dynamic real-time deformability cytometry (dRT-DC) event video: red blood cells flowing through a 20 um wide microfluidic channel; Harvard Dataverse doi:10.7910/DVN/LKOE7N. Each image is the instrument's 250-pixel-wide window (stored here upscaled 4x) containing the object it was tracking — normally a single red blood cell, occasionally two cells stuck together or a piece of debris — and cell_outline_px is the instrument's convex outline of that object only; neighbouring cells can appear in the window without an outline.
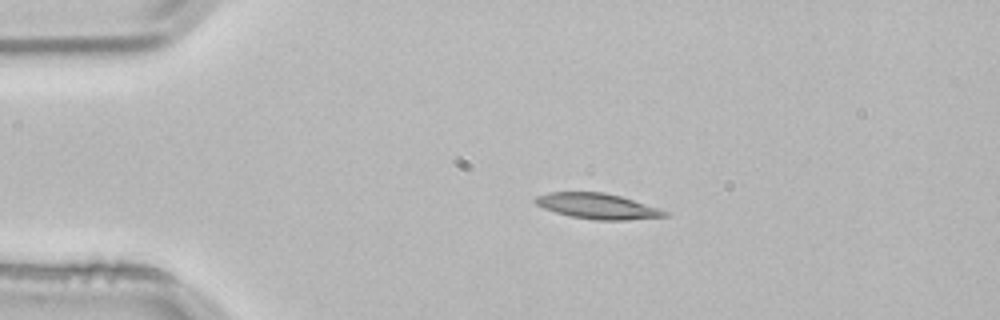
{"species": "common noctule bat (a hibernating species)", "species_latin": "Nyctalus noctula", "temperature_condition": "room temperature", "stored_images_in_passage": 2, "camera_frame_rate_fps": 3000, "um_per_image_px": 0.085, "animal": {"sex": "male", "body_mass_g": 21.5, "forearm_length_mm": 52.0}, "frame": {"image": 1, "passage_image": 1, "time_ms": 0.0, "image_size_px": [1000, 320], "cell_outline_px": [[672, 212], [668, 216], [624, 220], [600, 220], [572, 216], [556, 212], [544, 208], [536, 204], [532, 200], [536, 196], [548, 192], [604, 192], [620, 196], [660, 208]], "centroid_in_image_um": [50.82, 17.51], "position_along_channel_um": 34.2, "area_um2": 19.19}}